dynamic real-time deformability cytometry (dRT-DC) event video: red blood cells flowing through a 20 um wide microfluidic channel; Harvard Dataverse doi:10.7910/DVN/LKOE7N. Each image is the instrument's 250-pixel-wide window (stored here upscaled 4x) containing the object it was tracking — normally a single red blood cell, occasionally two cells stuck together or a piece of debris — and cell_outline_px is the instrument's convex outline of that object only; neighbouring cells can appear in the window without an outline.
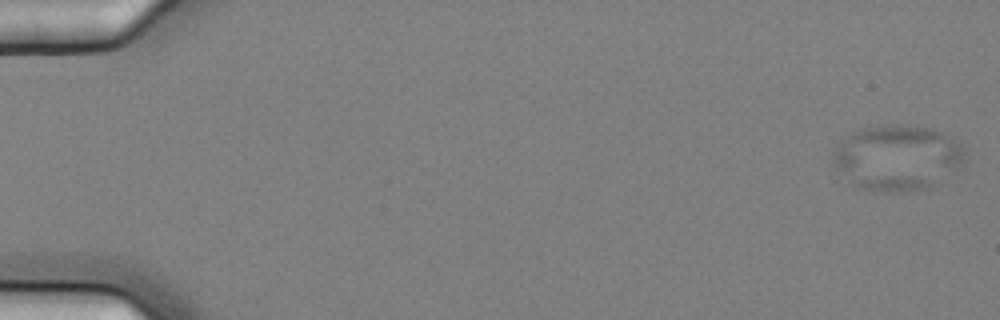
{"species": "common noctule bat (a hibernating species)", "species_latin": "Nyctalus noctula", "temperature_condition": "cold", "stored_images_in_passage": 4, "camera_frame_rate_fps": 3000, "um_per_image_px": 0.085, "animal": {"sex": "female", "body_mass_g": 25.1}, "frame": {"image": 1, "passage_image": 1, "time_ms": 0.0, "image_size_px": [1000, 320], "cell_outline_px": [[968, 152], [960, 168], [956, 172], [932, 188], [896, 192], [884, 192], [852, 188], [848, 184], [832, 164], [832, 156], [840, 140], [852, 132], [864, 128], [896, 124], [932, 128], [944, 132], [960, 144]], "centroid_in_image_um": [76.28, 13.44], "position_along_channel_um": 8.7, "area_um2": 51.56}}